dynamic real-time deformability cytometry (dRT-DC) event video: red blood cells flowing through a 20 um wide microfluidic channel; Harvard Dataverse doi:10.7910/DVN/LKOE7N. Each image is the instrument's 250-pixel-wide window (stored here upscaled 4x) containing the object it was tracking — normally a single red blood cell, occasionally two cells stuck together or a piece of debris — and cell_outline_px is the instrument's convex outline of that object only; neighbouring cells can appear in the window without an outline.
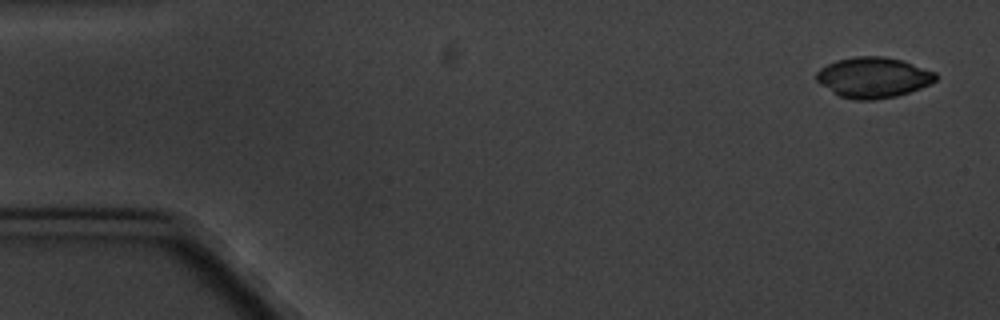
{"species": "common noctule bat (a hibernating species)", "species_latin": "Nyctalus noctula", "temperature_condition": "cold", "stored_images_in_passage": 5, "camera_frame_rate_fps": 3000, "um_per_image_px": 0.085, "animal": {"sex": "male", "body_mass_g": 20.1, "forearm_length_mm": 53.5}, "frame": {"image": 1, "passage_image": 1, "time_ms": 0.0, "image_size_px": [1000, 320], "cell_outline_px": [[936, 80], [920, 88], [896, 96], [872, 100], [856, 100], [840, 96], [832, 92], [820, 84], [816, 80], [816, 72], [820, 68], [836, 60], [856, 56], [884, 56], [904, 60], [936, 72]], "centroid_in_image_um": [74.22, 6.57], "position_along_channel_um": 10.8, "area_um2": 28.21}}